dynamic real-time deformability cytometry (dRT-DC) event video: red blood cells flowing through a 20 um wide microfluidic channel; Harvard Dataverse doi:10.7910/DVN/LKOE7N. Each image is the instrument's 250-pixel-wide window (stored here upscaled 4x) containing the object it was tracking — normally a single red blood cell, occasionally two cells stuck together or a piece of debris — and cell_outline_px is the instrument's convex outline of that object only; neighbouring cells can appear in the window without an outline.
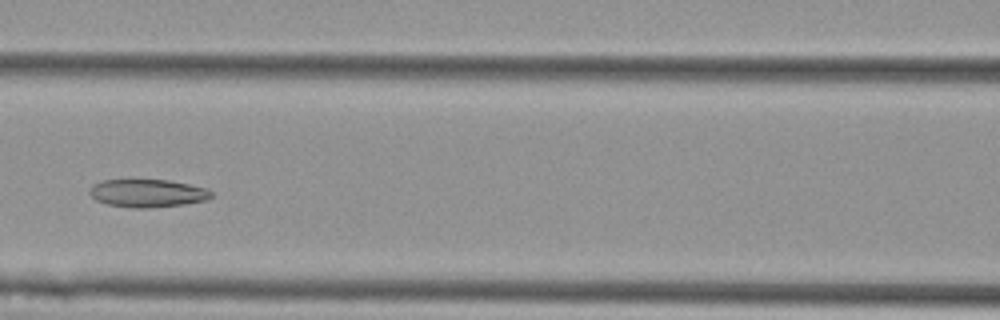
{"species": "Egyptian fruit bat (a non-hibernating species)", "species_latin": "Rousettus aegyptiacus", "temperature_condition": "cold", "stored_images_in_passage": 5, "camera_frame_rate_fps": 3000, "um_per_image_px": 0.085, "animal": {"sex": "female"}, "frame": {"image": 1, "passage_image": 5, "time_ms": 1.333, "image_size_px": [1000, 320], "cell_outline_px": [[212, 196], [208, 200], [184, 204], [148, 208], [132, 208], [108, 204], [96, 200], [88, 192], [92, 184], [104, 180], [168, 180], [208, 188], [212, 192]], "centroid_in_image_um": [12.55, 16.42], "position_along_channel_um": 154.0, "area_um2": 19.83}}